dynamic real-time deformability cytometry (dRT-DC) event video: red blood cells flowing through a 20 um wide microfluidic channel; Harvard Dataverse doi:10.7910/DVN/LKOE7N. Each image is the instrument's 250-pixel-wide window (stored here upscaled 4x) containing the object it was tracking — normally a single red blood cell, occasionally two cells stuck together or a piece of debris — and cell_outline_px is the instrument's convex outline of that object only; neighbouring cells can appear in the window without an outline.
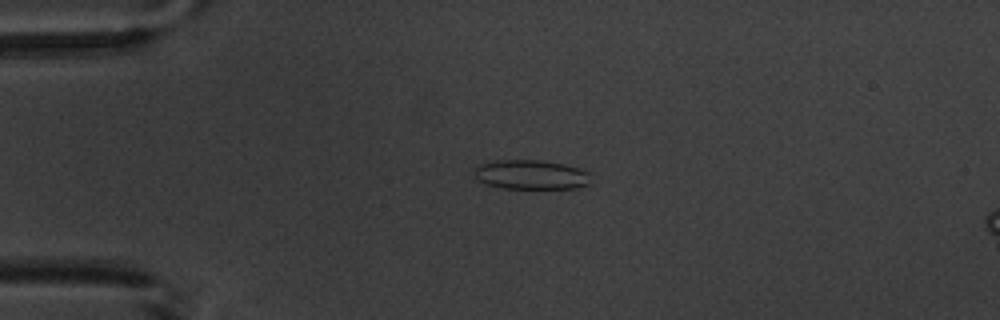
{"species": "common noctule bat (a hibernating species)", "species_latin": "Nyctalus noctula", "temperature_condition": "warm", "stored_images_in_passage": 11, "camera_frame_rate_fps": 3000, "um_per_image_px": 0.085, "animal": {"sex": "male", "body_mass_g": 20.1, "forearm_length_mm": 53.5}, "frame": {"image": 1, "passage_image": 4, "time_ms": 3.667, "image_size_px": [1000, 320], "cell_outline_px": [[588, 184], [576, 188], [504, 188], [488, 184], [480, 180], [476, 176], [472, 168], [488, 160], [540, 160], [564, 164], [588, 172]], "centroid_in_image_um": [45.07, 14.83], "position_along_channel_um": 39.9, "area_um2": 19.77}}
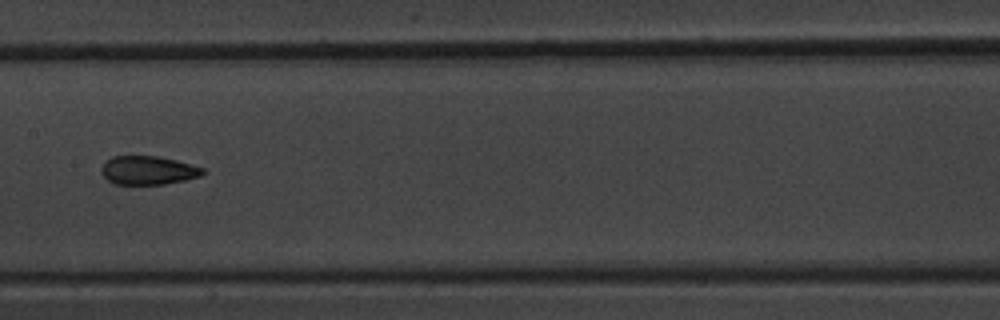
{"frame": {"image": 2, "passage_image": 8, "time_ms": 8.667, "image_size_px": [1000, 320], "cell_outline_px": [[208, 172], [200, 176], [184, 180], [164, 184], [116, 184], [108, 180], [100, 172], [100, 168], [112, 156], [156, 156], [176, 160], [204, 168]], "centroid_in_image_um": [12.61, 14.48], "position_along_channel_um": 194.8, "area_um2": 16.88}}
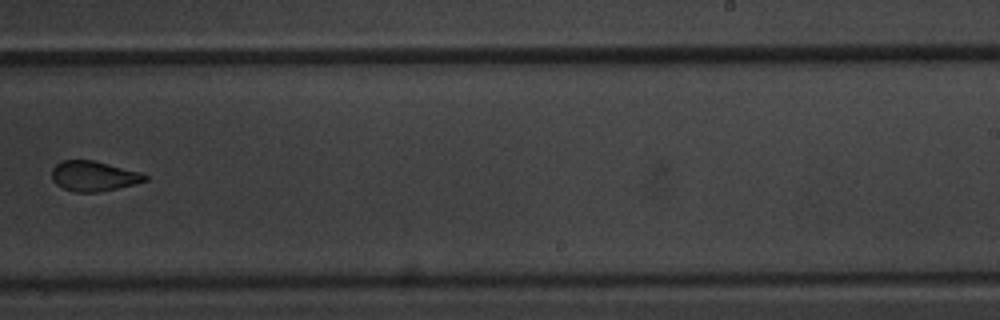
{"frame": {"image": 3, "passage_image": 10, "time_ms": 11.0, "image_size_px": [1000, 320], "cell_outline_px": [[148, 180], [136, 184], [100, 192], [76, 192], [64, 188], [56, 184], [52, 180], [52, 168], [60, 160], [92, 160], [140, 172], [148, 176]], "centroid_in_image_um": [7.96, 14.97], "position_along_channel_um": 281.0, "area_um2": 16.36}}